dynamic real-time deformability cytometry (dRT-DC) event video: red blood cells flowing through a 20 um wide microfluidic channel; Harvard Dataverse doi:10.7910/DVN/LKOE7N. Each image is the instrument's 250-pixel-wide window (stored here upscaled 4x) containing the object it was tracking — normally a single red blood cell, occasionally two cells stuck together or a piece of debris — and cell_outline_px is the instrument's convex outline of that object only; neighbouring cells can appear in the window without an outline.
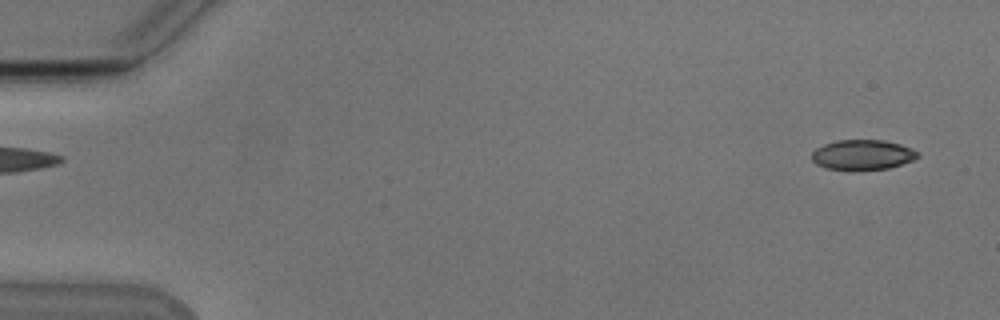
{"species": "Egyptian fruit bat (a non-hibernating species)", "species_latin": "Rousettus aegyptiacus", "temperature_condition": "cold", "stored_images_in_passage": 20, "camera_frame_rate_fps": 3000, "um_per_image_px": 0.085, "animal": {"sex": "male"}, "frame": {"image": 1, "passage_image": 2, "time_ms": 0.333, "image_size_px": [1000, 320], "cell_outline_px": [[920, 156], [912, 160], [888, 168], [828, 168], [816, 164], [812, 160], [812, 152], [816, 148], [824, 144], [836, 140], [884, 140], [900, 144], [912, 148], [920, 152]], "centroid_in_image_um": [73.34, 13.11], "position_along_channel_um": 11.7, "area_um2": 18.09}}
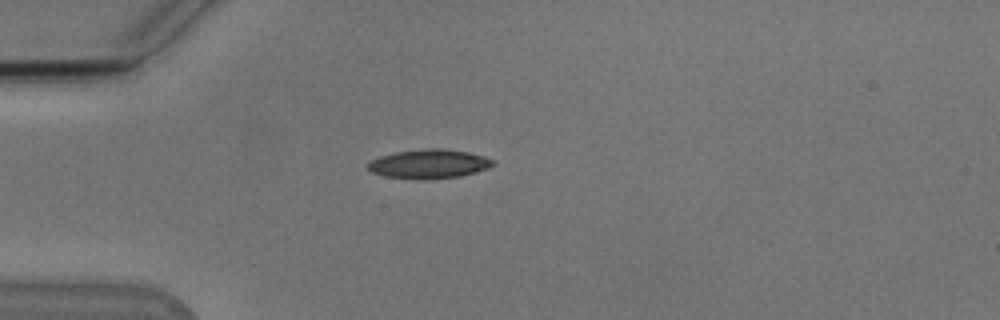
{"frame": {"image": 2, "passage_image": 14, "time_ms": 4.333, "image_size_px": [1000, 320], "cell_outline_px": [[496, 164], [488, 168], [476, 172], [460, 176], [428, 180], [420, 180], [384, 176], [372, 172], [368, 168], [368, 164], [372, 160], [380, 156], [396, 152], [424, 148], [440, 148], [468, 152], [484, 156], [492, 160]], "centroid_in_image_um": [36.48, 13.94], "position_along_channel_um": 48.5, "area_um2": 21.27}}